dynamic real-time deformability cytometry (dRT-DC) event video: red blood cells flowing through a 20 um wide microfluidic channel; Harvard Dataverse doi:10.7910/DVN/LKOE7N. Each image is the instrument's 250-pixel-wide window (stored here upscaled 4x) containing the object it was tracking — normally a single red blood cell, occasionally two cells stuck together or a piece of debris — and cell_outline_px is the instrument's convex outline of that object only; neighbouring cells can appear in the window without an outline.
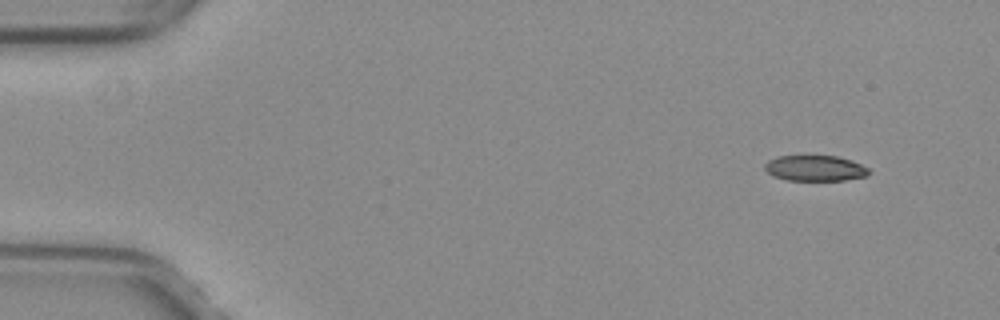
{"species": "common noctule bat (a hibernating species)", "species_latin": "Nyctalus noctula", "temperature_condition": "warm", "stored_images_in_passage": 52, "camera_frame_rate_fps": 3000, "um_per_image_px": 0.085, "animal": {"sex": "female", "body_mass_g": 29.2, "forearm_length_mm": 56.3}, "frame": {"image": 1, "passage_image": 4, "time_ms": 1.0, "image_size_px": [1000, 320], "cell_outline_px": [[872, 172], [868, 176], [844, 180], [788, 180], [772, 176], [764, 168], [764, 164], [768, 160], [776, 156], [836, 156], [852, 160], [868, 168]], "centroid_in_image_um": [69.29, 14.3], "position_along_channel_um": 15.7, "area_um2": 15.66}}
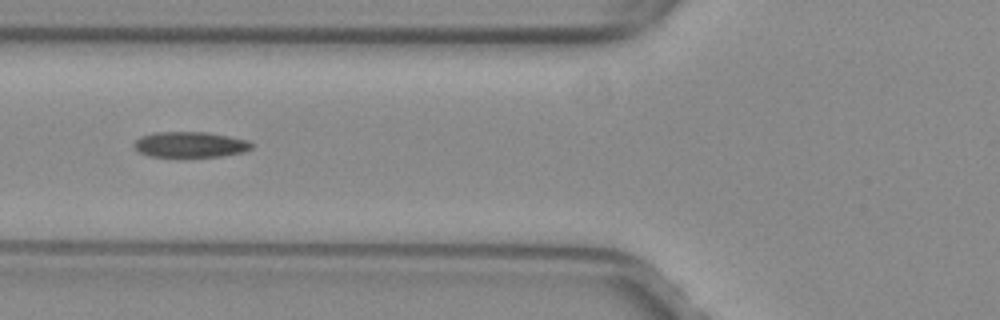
{"frame": {"image": 2, "passage_image": 20, "time_ms": 6.333, "image_size_px": [1000, 320], "cell_outline_px": [[252, 148], [244, 152], [224, 156], [152, 156], [140, 152], [132, 144], [140, 136], [156, 132], [208, 132], [248, 140], [252, 144]], "centroid_in_image_um": [16.19, 12.28], "position_along_channel_um": 109.6, "area_um2": 17.4}}
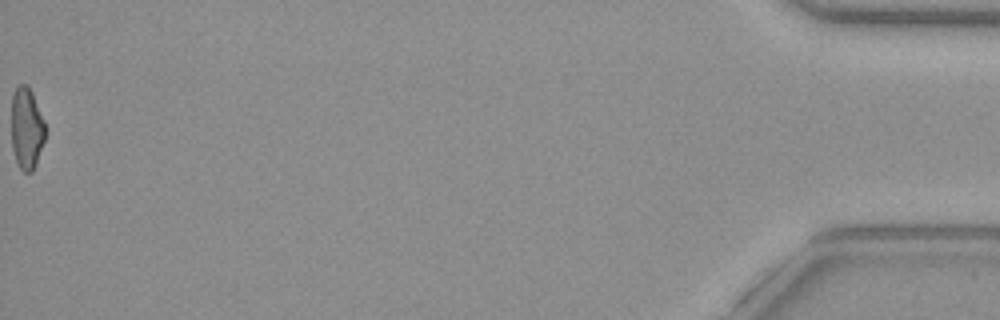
{"frame": {"image": 3, "passage_image": 52, "time_ms": 17.0, "image_size_px": [1000, 320], "cell_outline_px": [[44, 140], [36, 164], [32, 172], [24, 172], [20, 168], [16, 160], [12, 148], [12, 96], [16, 88], [20, 84], [28, 84], [32, 92], [44, 120]], "centroid_in_image_um": [2.26, 10.9], "position_along_channel_um": 432.9, "area_um2": 15.95}, "authors_computed_cell_mechanics": {"area_um2": 17.2822, "velocity_mm_per_s": 4.0136, "shape_relaxation_time_tau1_ms": null, "shape_relaxation_time_tau2_ms": 2.2115, "deformation_change_tau1": null, "deformation_change_tau2": 0.0881}}